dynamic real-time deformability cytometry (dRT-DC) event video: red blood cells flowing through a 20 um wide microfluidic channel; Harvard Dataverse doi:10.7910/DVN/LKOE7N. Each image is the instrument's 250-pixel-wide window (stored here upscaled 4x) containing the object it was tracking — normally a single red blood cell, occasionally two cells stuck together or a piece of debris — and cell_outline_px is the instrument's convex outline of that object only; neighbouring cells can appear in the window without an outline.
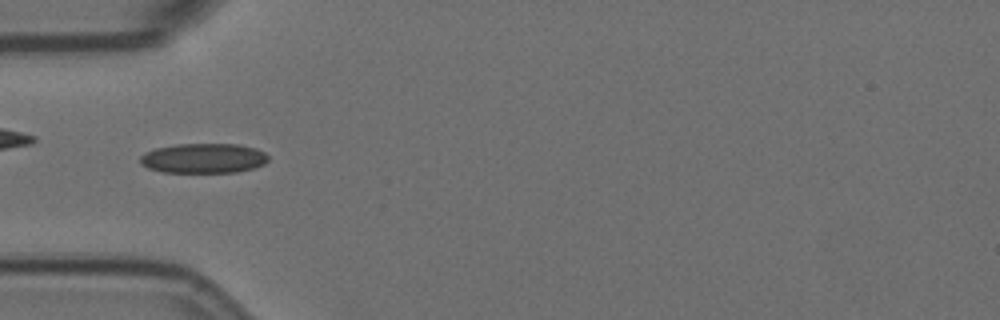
{"species": "Egyptian fruit bat (a non-hibernating species)", "species_latin": "Rousettus aegyptiacus", "temperature_condition": "room temperature", "stored_images_in_passage": 48, "camera_frame_rate_fps": 3000, "um_per_image_px": 0.085, "animal": {"sex": "female"}, "frame": {"image": 1, "passage_image": 10, "time_ms": 3.0, "image_size_px": [1000, 320], "cell_outline_px": [[268, 160], [264, 164], [256, 168], [236, 172], [164, 172], [148, 168], [140, 164], [140, 156], [144, 152], [156, 148], [176, 144], [236, 144], [256, 148], [264, 152], [268, 156]], "centroid_in_image_um": [17.3, 13.45], "position_along_channel_um": 67.7, "area_um2": 22.37}}
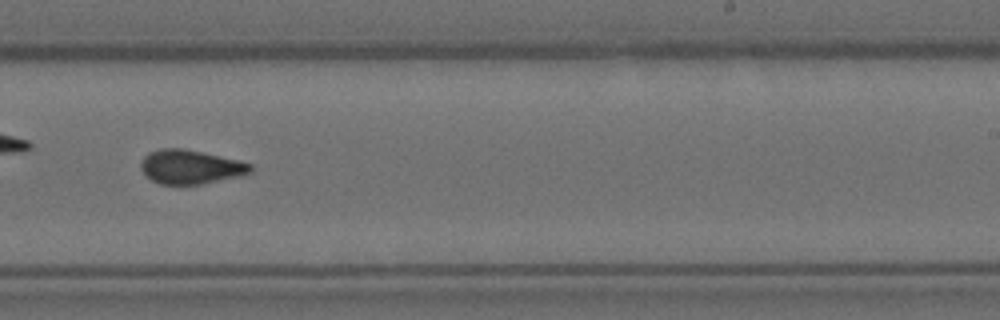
{"frame": {"image": 2, "passage_image": 27, "time_ms": 8.667, "image_size_px": [1000, 320], "cell_outline_px": [[252, 172], [236, 176], [200, 184], [160, 184], [144, 176], [140, 168], [140, 164], [144, 156], [148, 152], [160, 148], [184, 148], [240, 160], [252, 164]], "centroid_in_image_um": [16.14, 14.17], "position_along_channel_um": 272.9, "area_um2": 21.79}}
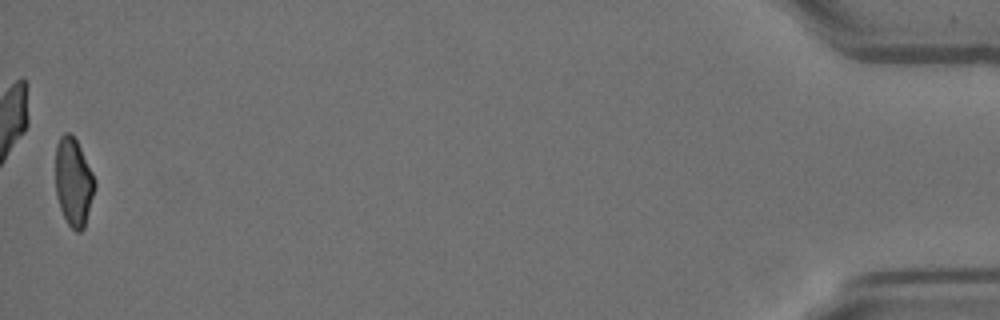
{"frame": {"image": 3, "passage_image": 48, "time_ms": 15.667, "image_size_px": [1000, 320], "cell_outline_px": [[96, 184], [84, 228], [80, 232], [76, 232], [68, 224], [60, 208], [56, 196], [56, 144], [60, 136], [64, 132], [68, 132], [76, 140], [96, 180]], "centroid_in_image_um": [6.24, 15.48], "position_along_channel_um": 429.0, "area_um2": 20.0}, "authors_computed_cell_mechanics": {"area_um2": 21.5883, "velocity_mm_per_s": 3.6139, "shape_relaxation_time_tau1_ms": null, "shape_relaxation_time_tau2_ms": 1.8888, "deformation_change_tau1": null, "deformation_change_tau2": 0.0639}}